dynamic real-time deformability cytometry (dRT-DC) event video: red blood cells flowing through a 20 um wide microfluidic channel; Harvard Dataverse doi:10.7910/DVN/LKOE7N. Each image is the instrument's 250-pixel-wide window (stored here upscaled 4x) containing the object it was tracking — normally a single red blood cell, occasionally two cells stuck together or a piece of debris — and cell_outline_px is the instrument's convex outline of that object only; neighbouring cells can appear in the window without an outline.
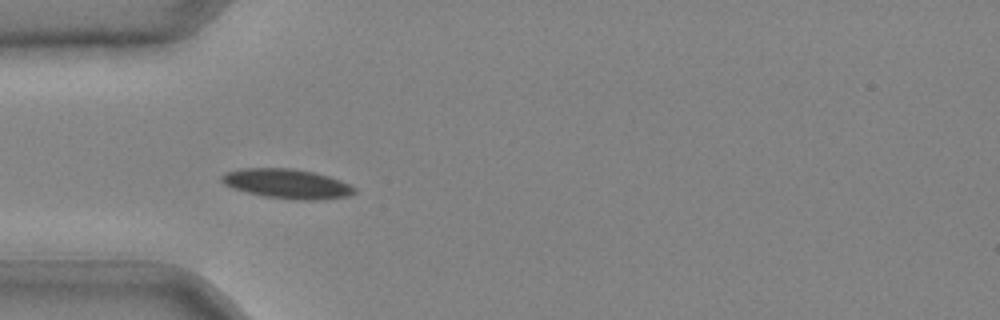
{"species": "common noctule bat (a hibernating species)", "species_latin": "Nyctalus noctula", "temperature_condition": "cold", "stored_images_in_passage": 30, "camera_frame_rate_fps": 3000, "um_per_image_px": 0.085, "animal": {"sex": "male", "body_mass_g": 20.4}, "frame": {"image": 1, "passage_image": 1, "time_ms": 0.0, "image_size_px": [1000, 320], "cell_outline_px": [[356, 192], [348, 196], [316, 200], [292, 200], [264, 196], [232, 188], [224, 184], [220, 180], [220, 176], [224, 172], [244, 168], [292, 168], [312, 172], [328, 176], [340, 180], [356, 188]], "centroid_in_image_um": [24.37, 15.62], "position_along_channel_um": 60.6, "area_um2": 22.89}}
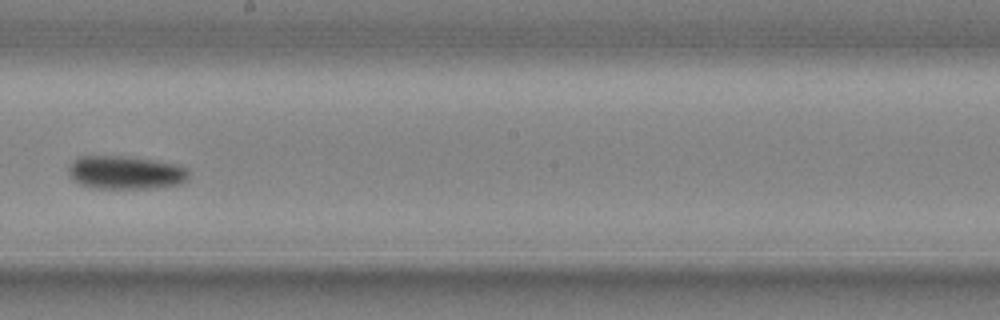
{"frame": {"image": 2, "passage_image": 13, "time_ms": 4.0, "image_size_px": [1000, 320], "cell_outline_px": [[188, 180], [180, 184], [160, 188], [92, 188], [80, 184], [72, 176], [68, 168], [72, 160], [80, 156], [132, 156], [180, 164], [188, 168]], "centroid_in_image_um": [10.75, 14.65], "position_along_channel_um": 237.5, "area_um2": 23.7}}
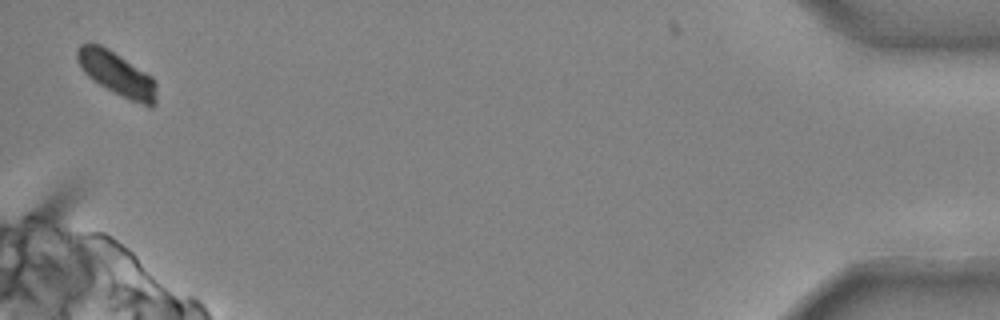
{"frame": {"image": 3, "passage_image": 30, "time_ms": 9.667, "image_size_px": [1000, 320], "cell_outline_px": [[156, 104], [152, 108], [148, 108], [92, 80], [84, 72], [76, 60], [76, 48], [80, 44], [100, 44], [108, 48], [152, 76], [156, 84]], "centroid_in_image_um": [9.94, 6.27], "position_along_channel_um": 425.3, "area_um2": 20.06}}